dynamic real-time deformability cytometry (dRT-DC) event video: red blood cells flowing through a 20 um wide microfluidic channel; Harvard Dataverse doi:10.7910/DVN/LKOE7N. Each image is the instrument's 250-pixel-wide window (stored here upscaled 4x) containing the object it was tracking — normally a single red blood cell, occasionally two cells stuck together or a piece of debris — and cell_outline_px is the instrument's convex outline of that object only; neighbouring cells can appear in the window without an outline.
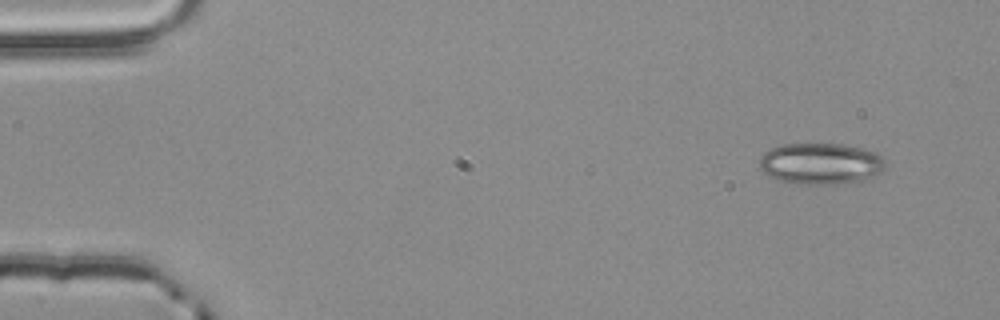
{"species": "common noctule bat (a hibernating species)", "species_latin": "Nyctalus noctula", "temperature_condition": "room temperature", "stored_images_in_passage": 3, "camera_frame_rate_fps": 3000, "um_per_image_px": 0.085, "animal": {"sex": "male", "body_mass_g": 20.4}, "frame": {"image": 1, "passage_image": 1, "time_ms": 0.0, "image_size_px": [1000, 320], "cell_outline_px": [[884, 168], [872, 176], [864, 180], [836, 184], [796, 184], [780, 180], [768, 176], [760, 168], [760, 156], [764, 152], [780, 144], [844, 144], [860, 148], [872, 152], [880, 156], [884, 160]], "centroid_in_image_um": [69.7, 13.91], "position_along_channel_um": 15.3, "area_um2": 30.11}}